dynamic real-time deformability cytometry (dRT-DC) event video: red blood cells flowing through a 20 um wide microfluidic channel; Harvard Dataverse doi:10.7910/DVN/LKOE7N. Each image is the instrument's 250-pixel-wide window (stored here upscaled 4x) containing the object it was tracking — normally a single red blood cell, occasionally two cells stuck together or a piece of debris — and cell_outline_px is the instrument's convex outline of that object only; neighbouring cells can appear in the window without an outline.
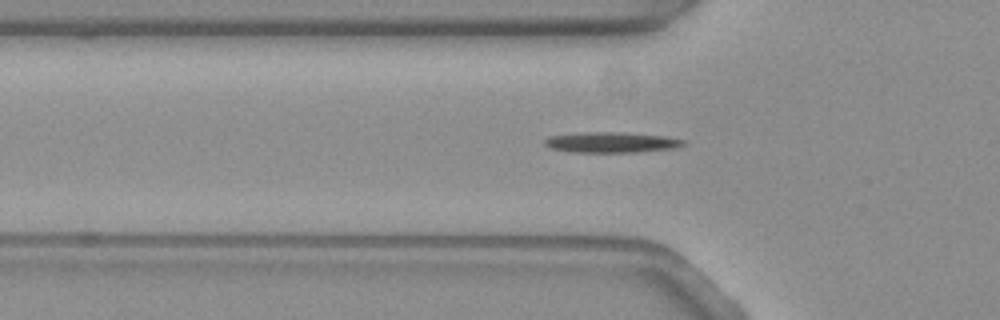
{"species": "common noctule bat (a hibernating species)", "species_latin": "Nyctalus noctula", "temperature_condition": "warm", "stored_images_in_passage": 36, "camera_frame_rate_fps": 3000, "um_per_image_px": 0.085, "animal": {"sex": "female", "body_mass_g": 19.3, "forearm_length_mm": 54.1}, "frame": {"image": 1, "passage_image": 2, "time_ms": 0.333, "image_size_px": [1000, 320], "cell_outline_px": [[688, 144], [676, 148], [636, 152], [572, 152], [552, 148], [544, 144], [544, 140], [552, 136], [584, 132], [616, 132], [664, 136], [684, 140]], "centroid_in_image_um": [52.01, 12.1], "position_along_channel_um": 73.8, "area_um2": 16.42}}
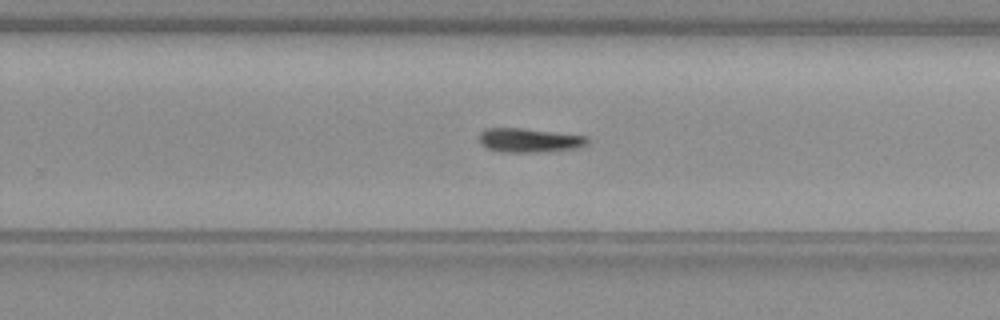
{"frame": {"image": 2, "passage_image": 19, "time_ms": 6.0, "image_size_px": [1000, 320], "cell_outline_px": [[588, 144], [580, 148], [548, 152], [500, 152], [488, 148], [480, 144], [480, 132], [484, 128], [524, 128], [588, 136]], "centroid_in_image_um": [45.03, 11.93], "position_along_channel_um": 284.8, "area_um2": 15.49}}
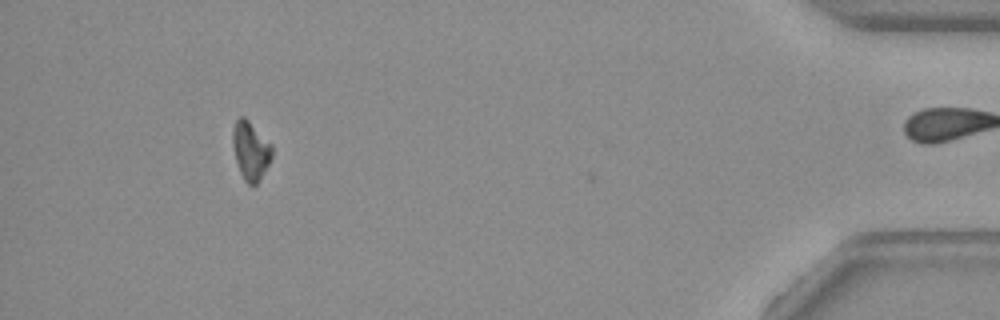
{"frame": {"image": 3, "passage_image": 35, "time_ms": 11.333, "image_size_px": [1000, 320], "cell_outline_px": [[272, 156], [268, 164], [256, 184], [248, 184], [244, 180], [240, 172], [236, 160], [232, 144], [232, 128], [236, 120], [240, 116], [244, 116], [272, 144]], "centroid_in_image_um": [21.28, 12.76], "position_along_channel_um": 413.9, "area_um2": 13.24}}